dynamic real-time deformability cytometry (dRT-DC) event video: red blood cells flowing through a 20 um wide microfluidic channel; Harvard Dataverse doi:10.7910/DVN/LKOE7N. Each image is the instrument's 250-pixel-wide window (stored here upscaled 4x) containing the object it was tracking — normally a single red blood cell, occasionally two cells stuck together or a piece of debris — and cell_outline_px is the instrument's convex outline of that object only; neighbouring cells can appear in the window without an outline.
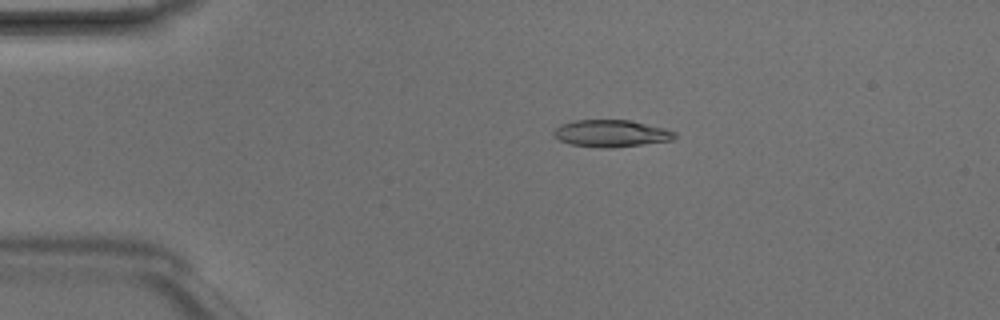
{"species": "Egyptian fruit bat (a non-hibernating species)", "species_latin": "Rousettus aegyptiacus", "temperature_condition": "room temperature", "stored_images_in_passage": 3, "camera_frame_rate_fps": 3000, "um_per_image_px": 0.085, "animal": {"sex": "male"}, "frame": {"image": 1, "passage_image": 2, "time_ms": 0.333, "image_size_px": [1000, 320], "cell_outline_px": [[676, 136], [672, 140], [608, 148], [600, 148], [568, 144], [560, 140], [552, 132], [560, 124], [576, 120], [628, 120], [664, 128], [676, 132]], "centroid_in_image_um": [51.92, 11.34], "position_along_channel_um": 33.1, "area_um2": 18.84}}